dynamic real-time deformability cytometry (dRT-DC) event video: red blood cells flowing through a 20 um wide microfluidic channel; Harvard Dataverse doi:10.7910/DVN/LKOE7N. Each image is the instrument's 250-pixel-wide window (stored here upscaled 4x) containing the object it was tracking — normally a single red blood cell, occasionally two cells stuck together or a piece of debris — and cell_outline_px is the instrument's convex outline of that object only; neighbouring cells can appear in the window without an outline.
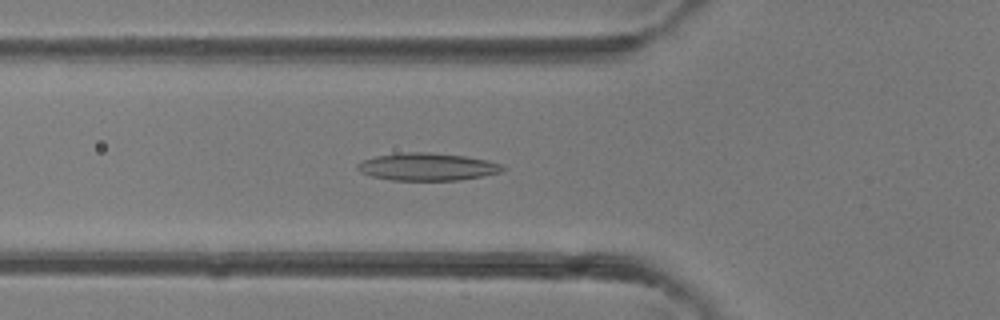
{"species": "common noctule bat (a hibernating species)", "species_latin": "Nyctalus noctula", "temperature_condition": "room temperature", "stored_images_in_passage": 42, "camera_frame_rate_fps": 3000, "um_per_image_px": 0.085, "animal": {"sex": "female"}, "frame": {"image": 1, "passage_image": 15, "time_ms": 4.667, "image_size_px": [1000, 320], "cell_outline_px": [[504, 168], [500, 172], [460, 180], [392, 180], [372, 176], [360, 172], [356, 168], [356, 164], [364, 160], [376, 156], [400, 152], [428, 152], [464, 156], [488, 160], [500, 164]], "centroid_in_image_um": [36.28, 14.17], "position_along_channel_um": 89.5, "area_um2": 23.12}}
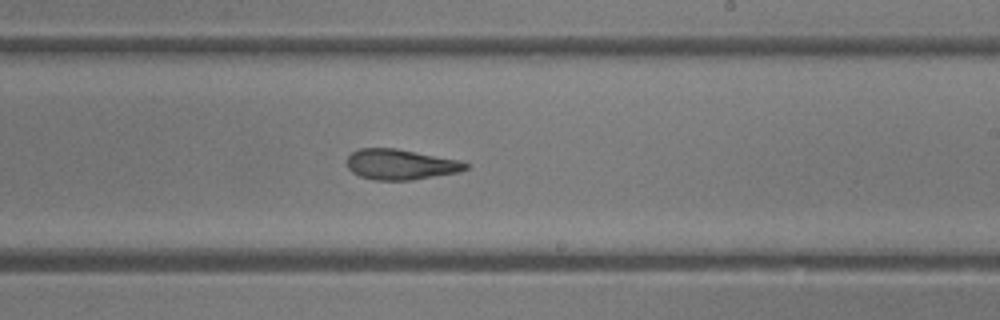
{"frame": {"image": 2, "passage_image": 25, "time_ms": 8.0, "image_size_px": [1000, 320], "cell_outline_px": [[468, 168], [460, 172], [412, 180], [372, 180], [360, 176], [352, 172], [348, 168], [348, 156], [352, 152], [360, 148], [396, 148], [460, 160], [468, 164]], "centroid_in_image_um": [34.06, 13.98], "position_along_channel_um": 254.9, "area_um2": 21.1}}
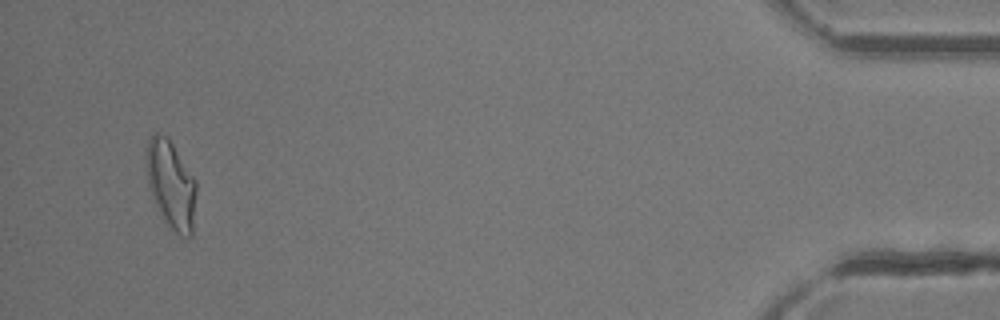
{"frame": {"image": 3, "passage_image": 40, "time_ms": 13.0, "image_size_px": [1000, 320], "cell_outline_px": [[196, 192], [192, 236], [180, 236], [164, 220], [152, 196], [148, 184], [144, 160], [144, 156], [148, 140], [152, 132], [156, 132], [168, 136], [196, 180]], "centroid_in_image_um": [14.51, 15.61], "position_along_channel_um": 420.7, "area_um2": 25.89}}